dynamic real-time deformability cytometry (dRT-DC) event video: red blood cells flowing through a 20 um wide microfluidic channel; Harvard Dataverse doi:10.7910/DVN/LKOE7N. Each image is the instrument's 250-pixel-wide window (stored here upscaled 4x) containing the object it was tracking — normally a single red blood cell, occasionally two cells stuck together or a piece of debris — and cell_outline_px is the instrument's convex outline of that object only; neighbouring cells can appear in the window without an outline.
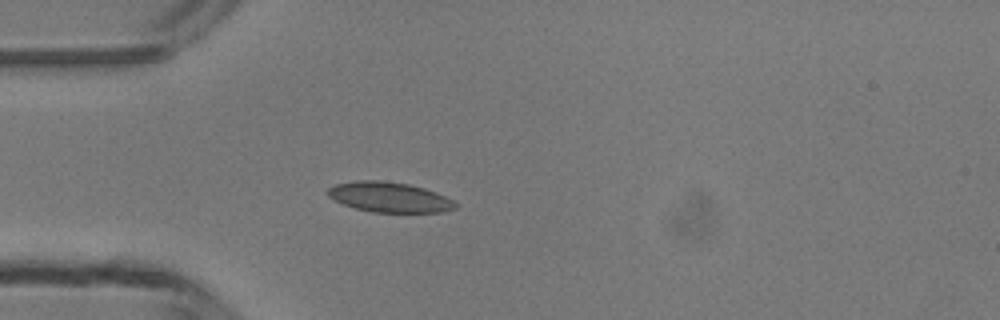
{"species": "common noctule bat (a hibernating species)", "species_latin": "Nyctalus noctula", "temperature_condition": "room temperature", "stored_images_in_passage": 35, "camera_frame_rate_fps": 3000, "um_per_image_px": 0.085, "animal": {"sex": "male", "body_mass_g": 13.3}, "frame": {"image": 1, "passage_image": 6, "time_ms": 1.667, "image_size_px": [1000, 320], "cell_outline_px": [[456, 208], [444, 212], [372, 212], [356, 208], [344, 204], [328, 196], [328, 188], [336, 184], [356, 180], [376, 180], [408, 184], [424, 188], [436, 192], [452, 200], [456, 204]], "centroid_in_image_um": [33.1, 16.76], "position_along_channel_um": 51.9, "area_um2": 22.14}}
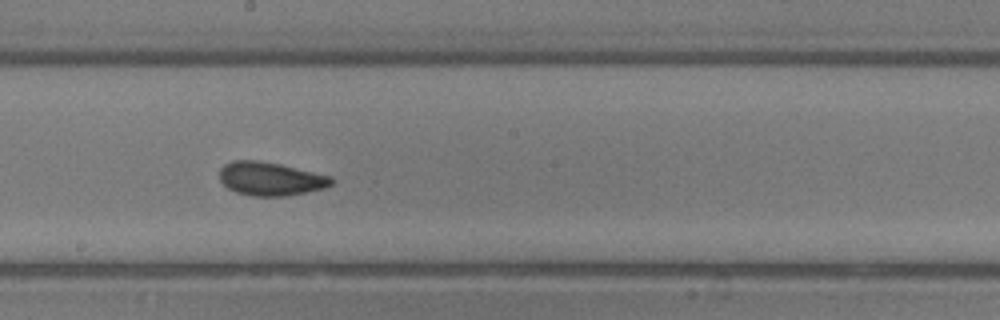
{"frame": {"image": 2, "passage_image": 19, "time_ms": 6.0, "image_size_px": [1000, 320], "cell_outline_px": [[332, 184], [324, 188], [284, 196], [252, 196], [236, 192], [228, 188], [220, 180], [220, 168], [224, 164], [232, 160], [256, 160], [280, 164], [332, 176]], "centroid_in_image_um": [22.97, 15.19], "position_along_channel_um": 225.2, "area_um2": 21.73}}
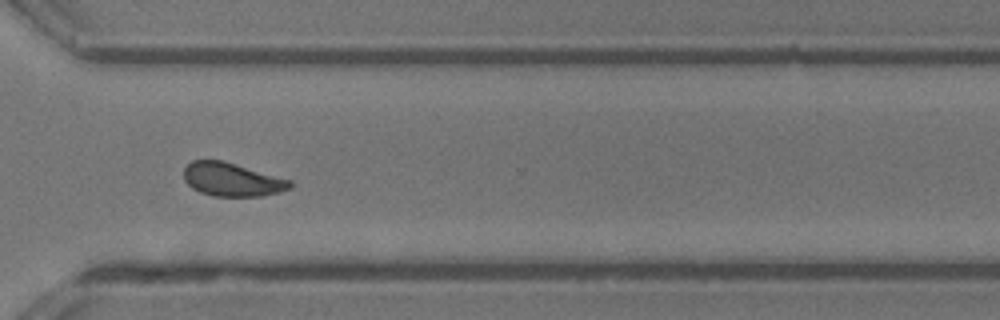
{"frame": {"image": 3, "passage_image": 28, "time_ms": 9.0, "image_size_px": [1000, 320], "cell_outline_px": [[292, 188], [260, 196], [212, 196], [200, 192], [192, 188], [184, 180], [184, 168], [192, 160], [224, 160], [292, 180]], "centroid_in_image_um": [19.71, 15.25], "position_along_channel_um": 350.9, "area_um2": 20.81}, "authors_computed_cell_mechanics": {"area_um2": 21.7328, "velocity_mm_per_s": 4.2068, "shape_relaxation_time_tau1_ms": 3.7765, "shape_relaxation_time_tau2_ms": 1.0546, "deformation_change_tau1": 0.1029, "deformation_change_tau2": 0.0484}}